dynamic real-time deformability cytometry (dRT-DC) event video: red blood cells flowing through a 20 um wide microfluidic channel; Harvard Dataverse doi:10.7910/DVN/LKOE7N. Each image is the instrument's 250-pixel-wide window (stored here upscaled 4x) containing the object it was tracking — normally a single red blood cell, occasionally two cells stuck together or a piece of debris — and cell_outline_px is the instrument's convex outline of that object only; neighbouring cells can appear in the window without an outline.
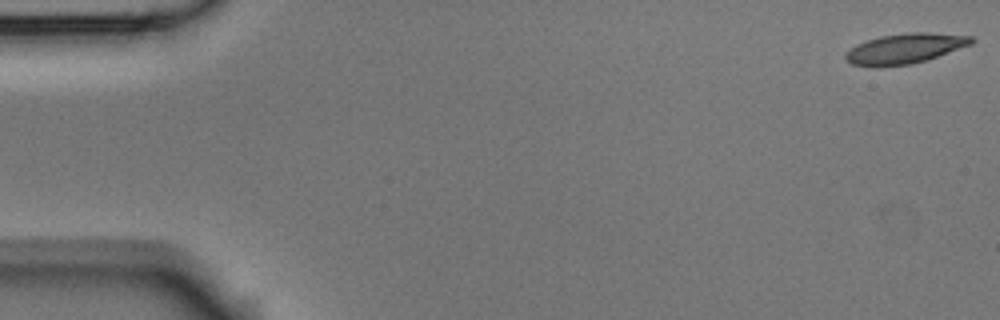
{"species": "Egyptian fruit bat (a non-hibernating species)", "species_latin": "Rousettus aegyptiacus", "temperature_condition": "room temperature", "stored_images_in_passage": 5, "segment_of_instrument_passage": [1, 2], "camera_frame_rate_fps": 3000, "um_per_image_px": 0.085, "animal": {"sex": "male"}, "frame": {"image": 1, "passage_image": 1, "time_ms": 0.0, "image_size_px": [1000, 320], "cell_outline_px": [[976, 40], [972, 44], [928, 60], [912, 64], [876, 68], [872, 68], [852, 64], [844, 56], [856, 44], [880, 36], [908, 32], [932, 32], [972, 36]], "centroid_in_image_um": [76.96, 4.14], "position_along_channel_um": 8.0, "area_um2": 22.43}}
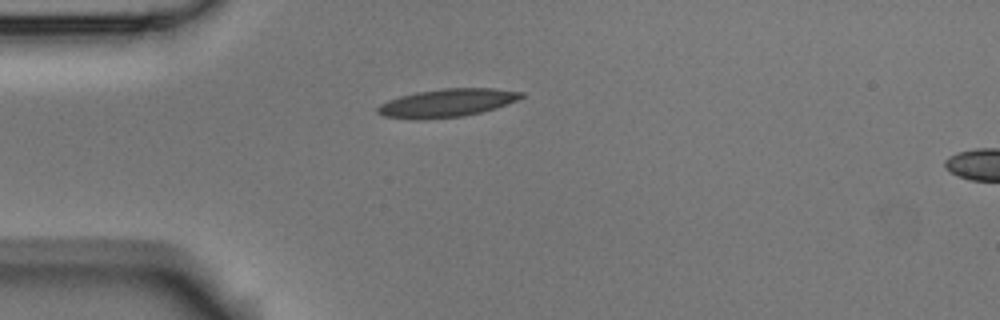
{"frame": {"image": 2, "passage_image": 4, "time_ms": 1.0, "image_size_px": [1000, 320], "cell_outline_px": [[524, 96], [508, 104], [480, 112], [464, 116], [420, 120], [416, 120], [384, 116], [376, 112], [376, 108], [380, 104], [388, 100], [400, 96], [416, 92], [444, 88], [492, 88], [524, 92]], "centroid_in_image_um": [37.96, 8.75], "position_along_channel_um": 47.0, "area_um2": 23.58}}